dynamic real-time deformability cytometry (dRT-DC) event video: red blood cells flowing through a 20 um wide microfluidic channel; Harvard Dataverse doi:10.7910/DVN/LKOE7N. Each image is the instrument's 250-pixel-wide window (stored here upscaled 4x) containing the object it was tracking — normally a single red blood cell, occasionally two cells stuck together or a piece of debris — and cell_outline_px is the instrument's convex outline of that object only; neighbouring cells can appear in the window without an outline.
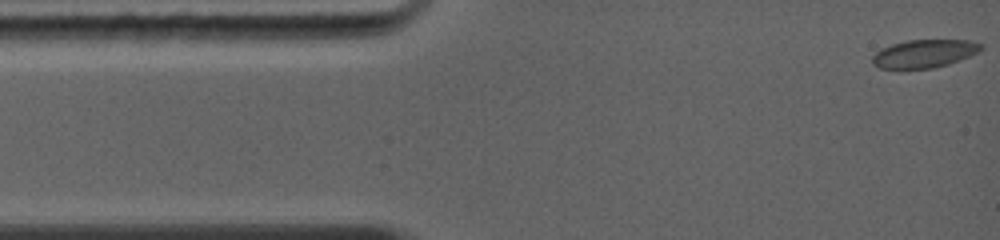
{"species": "common noctule bat (a hibernating species)", "species_latin": "Nyctalus noctula", "temperature_condition": "warm", "stored_images_in_passage": 25, "camera_frame_rate_fps": 5000, "um_per_image_px": 0.085, "animal": {"sex": "female", "body_mass_g": 19.0, "forearm_length_mm": 56.7}, "frame": {"image": 1, "passage_image": 1, "time_ms": 0.0, "image_size_px": [1000, 240], "cell_outline_px": [[984, 48], [968, 56], [948, 64], [932, 68], [880, 68], [872, 64], [872, 56], [880, 48], [892, 44], [908, 40], [968, 40], [984, 44]], "centroid_in_image_um": [78.54, 4.54], "position_along_channel_um": 6.5, "area_um2": 17.63}}
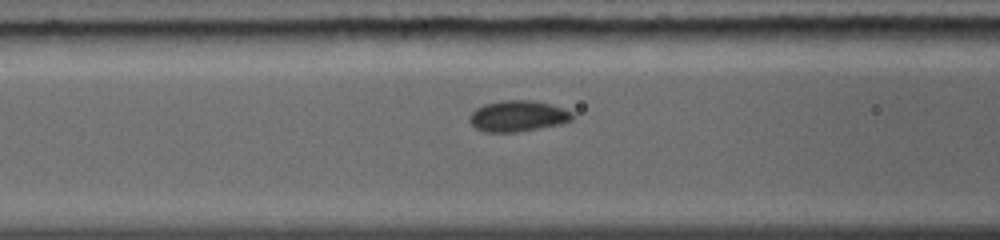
{"frame": {"image": 2, "passage_image": 15, "time_ms": 4.4, "image_size_px": [1000, 240], "cell_outline_px": [[572, 120], [560, 124], [516, 132], [488, 132], [476, 128], [468, 120], [468, 116], [476, 108], [484, 104], [504, 100], [532, 100], [548, 104], [572, 112]], "centroid_in_image_um": [43.97, 9.86], "position_along_channel_um": 122.6, "area_um2": 18.32}}
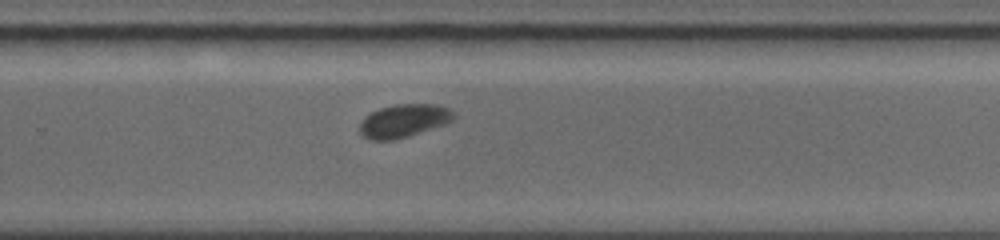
{"frame": {"image": 3, "passage_image": 25, "time_ms": 8.4, "image_size_px": [1000, 240], "cell_outline_px": [[456, 116], [452, 120], [408, 136], [392, 140], [372, 140], [364, 136], [360, 132], [360, 124], [364, 116], [380, 108], [396, 104], [436, 104], [452, 108]], "centroid_in_image_um": [34.32, 10.24], "position_along_channel_um": 295.5, "area_um2": 17.92}}